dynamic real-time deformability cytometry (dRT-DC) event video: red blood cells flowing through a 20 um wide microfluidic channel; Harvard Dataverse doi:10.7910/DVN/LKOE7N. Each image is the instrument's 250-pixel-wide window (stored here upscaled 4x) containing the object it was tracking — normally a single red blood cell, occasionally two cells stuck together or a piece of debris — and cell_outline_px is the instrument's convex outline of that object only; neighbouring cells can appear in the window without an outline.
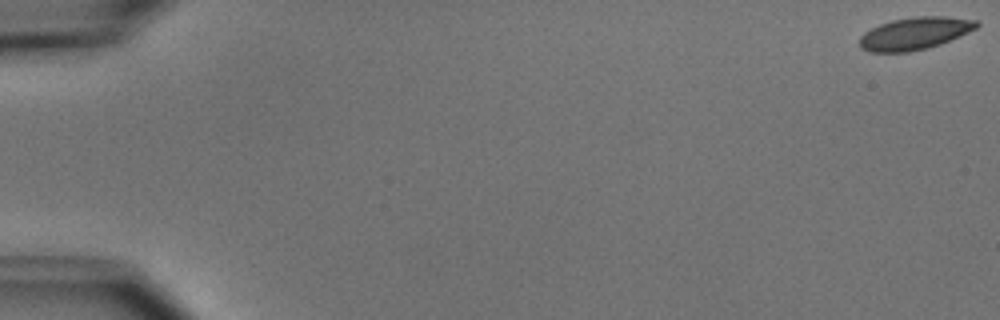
{"species": "common noctule bat (a hibernating species)", "species_latin": "Nyctalus noctula", "temperature_condition": "cold", "stored_images_in_passage": 54, "camera_frame_rate_fps": 3000, "um_per_image_px": 0.085, "animal": {"sex": "male", "body_mass_g": 15.6}, "frame": {"image": 1, "passage_image": 1, "time_ms": 0.0, "image_size_px": [1000, 320], "cell_outline_px": [[980, 24], [976, 28], [968, 32], [940, 44], [928, 48], [908, 52], [868, 52], [860, 48], [860, 36], [864, 32], [880, 24], [892, 20], [916, 16], [944, 16], [976, 20]], "centroid_in_image_um": [77.73, 2.84], "position_along_channel_um": 7.3, "area_um2": 22.02}}
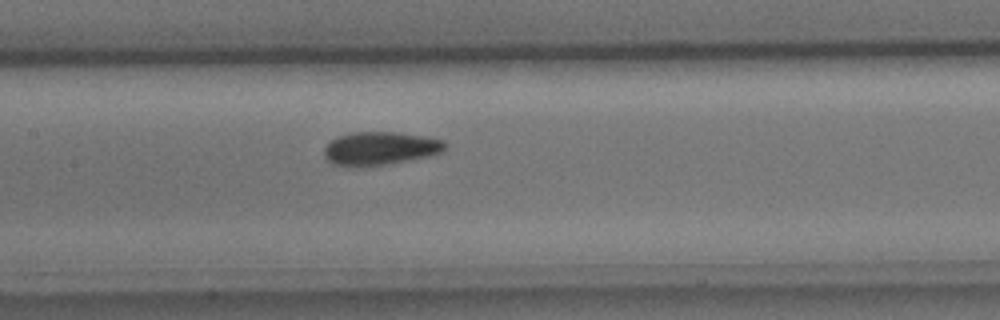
{"frame": {"image": 2, "passage_image": 27, "time_ms": 8.667, "image_size_px": [1000, 320], "cell_outline_px": [[448, 144], [440, 152], [428, 156], [392, 164], [364, 168], [348, 168], [332, 164], [324, 156], [324, 148], [332, 140], [340, 136], [352, 132], [396, 132], [424, 136], [444, 140]], "centroid_in_image_um": [32.28, 12.65], "position_along_channel_um": 175.1, "area_um2": 23.93}}
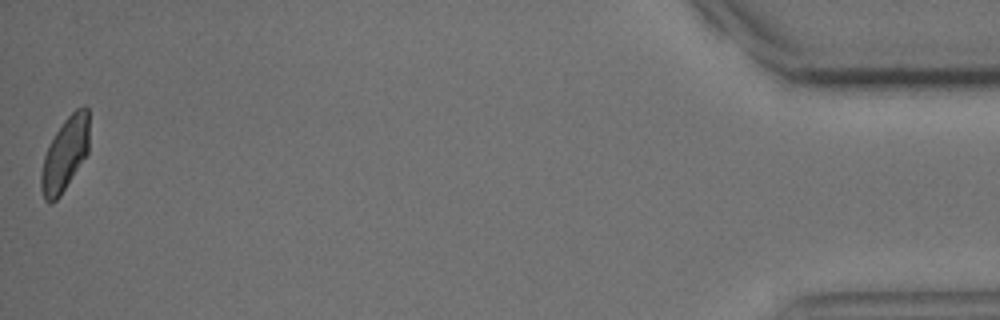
{"frame": {"image": 3, "passage_image": 54, "time_ms": 17.667, "image_size_px": [1000, 320], "cell_outline_px": [[88, 152], [60, 196], [52, 204], [48, 204], [44, 200], [40, 188], [40, 172], [44, 156], [48, 144], [64, 120], [76, 108], [84, 104], [88, 108]], "centroid_in_image_um": [5.49, 13.12], "position_along_channel_um": 429.7, "area_um2": 20.69}, "authors_computed_cell_mechanics": {"area_um2": 22.4553, "velocity_mm_per_s": 3.7814, "shape_relaxation_time_tau1_ms": 3.1113, "shape_relaxation_time_tau2_ms": 2.7095, "deformation_change_tau1": 0.0844, "deformation_change_tau2": 0.0445}}